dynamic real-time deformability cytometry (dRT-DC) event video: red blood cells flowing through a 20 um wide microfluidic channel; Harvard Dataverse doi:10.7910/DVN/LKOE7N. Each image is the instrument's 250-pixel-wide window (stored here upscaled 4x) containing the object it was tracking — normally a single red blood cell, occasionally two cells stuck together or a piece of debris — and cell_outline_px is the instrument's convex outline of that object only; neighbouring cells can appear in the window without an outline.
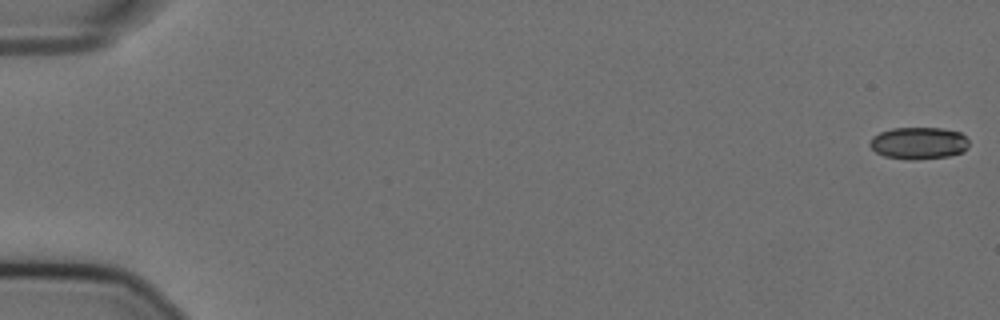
{"species": "Egyptian fruit bat (a non-hibernating species)", "species_latin": "Rousettus aegyptiacus", "temperature_condition": "cold", "stored_images_in_passage": 57, "camera_frame_rate_fps": 3000, "um_per_image_px": 0.085, "animal": {"sex": "female"}, "frame": {"image": 1, "passage_image": 1, "time_ms": 0.0, "image_size_px": [1000, 320], "cell_outline_px": [[968, 148], [964, 152], [948, 156], [916, 160], [904, 160], [884, 156], [876, 152], [868, 144], [872, 136], [880, 132], [892, 128], [940, 128], [960, 132], [968, 140]], "centroid_in_image_um": [78.07, 12.17], "position_along_channel_um": 6.9, "area_um2": 18.73}}
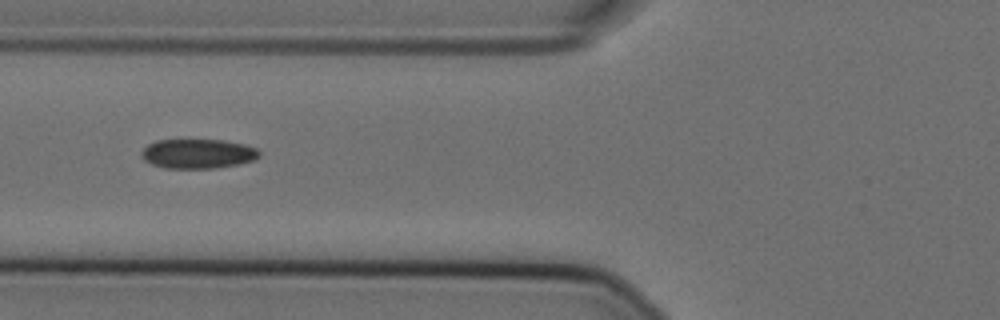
{"frame": {"image": 2, "passage_image": 23, "time_ms": 7.333, "image_size_px": [1000, 320], "cell_outline_px": [[260, 156], [252, 160], [240, 164], [216, 168], [164, 168], [152, 164], [144, 160], [140, 156], [140, 152], [148, 144], [156, 140], [224, 140], [244, 144], [256, 148], [260, 152]], "centroid_in_image_um": [16.8, 13.07], "position_along_channel_um": 109.0, "area_um2": 20.35}}
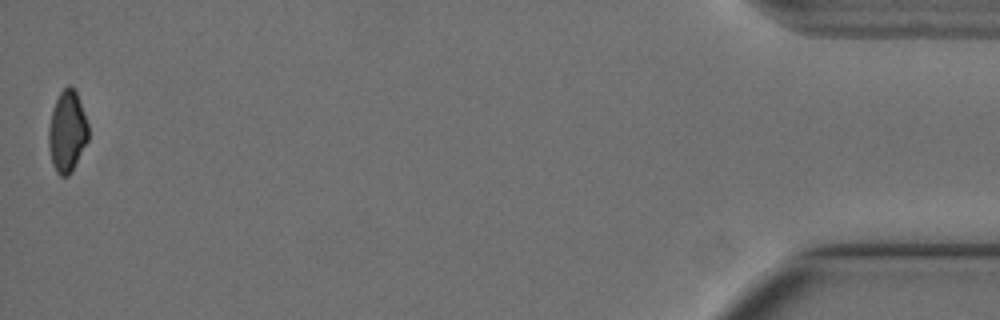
{"frame": {"image": 3, "passage_image": 57, "time_ms": 18.667, "image_size_px": [1000, 320], "cell_outline_px": [[88, 140], [72, 172], [68, 176], [60, 176], [56, 172], [52, 164], [48, 144], [48, 128], [52, 108], [60, 92], [68, 84], [72, 84], [76, 92], [88, 124]], "centroid_in_image_um": [5.69, 11.18], "position_along_channel_um": 429.5, "area_um2": 18.96}, "authors_computed_cell_mechanics": {"area_um2": 20.2878, "velocity_mm_per_s": 3.5952, "shape_relaxation_time_tau1_ms": null, "shape_relaxation_time_tau2_ms": 4.8939, "deformation_change_tau1": null, "deformation_change_tau2": 0.0801}}